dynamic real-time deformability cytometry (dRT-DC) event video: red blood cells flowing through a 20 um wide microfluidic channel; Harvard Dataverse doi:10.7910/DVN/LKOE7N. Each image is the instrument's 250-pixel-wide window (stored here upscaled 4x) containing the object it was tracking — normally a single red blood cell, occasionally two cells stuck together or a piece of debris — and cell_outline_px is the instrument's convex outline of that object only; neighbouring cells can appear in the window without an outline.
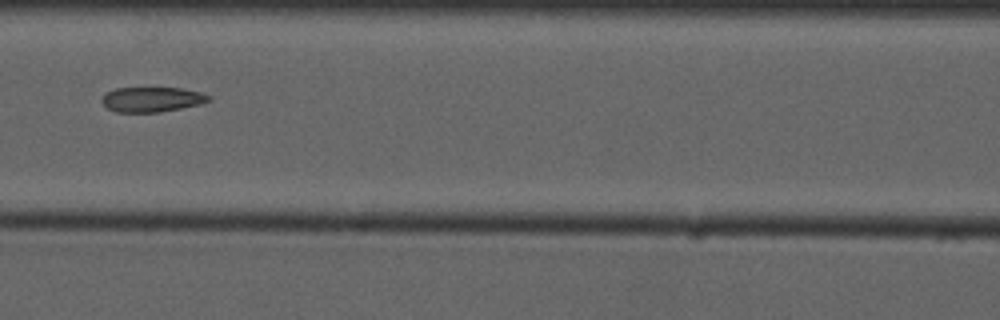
{"species": "common noctule bat (a hibernating species)", "species_latin": "Nyctalus noctula", "temperature_condition": "cold", "stored_images_in_passage": 9, "camera_frame_rate_fps": 3000, "um_per_image_px": 0.085, "animal": {"sex": "male", "forearm_length_mm": 52.5}, "frame": {"image": 1, "passage_image": 6, "time_ms": 7.0, "image_size_px": [1000, 320], "cell_outline_px": [[212, 100], [200, 104], [160, 112], [116, 112], [108, 108], [100, 100], [104, 92], [116, 88], [184, 88], [200, 92], [212, 96]], "centroid_in_image_um": [12.91, 8.44], "position_along_channel_um": 153.7, "area_um2": 15.66}}
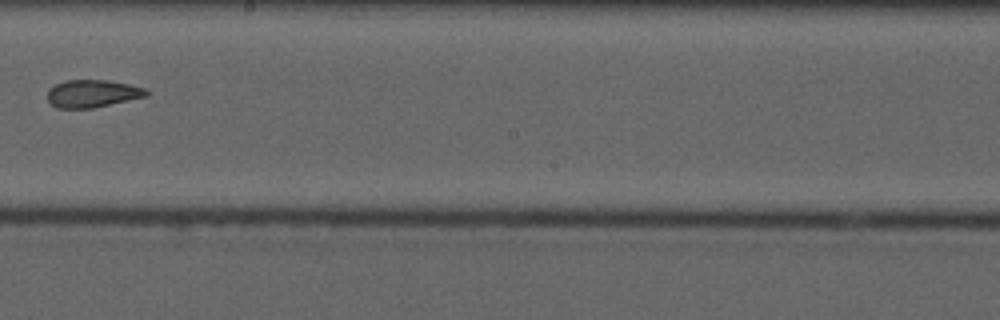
{"frame": {"image": 2, "passage_image": 8, "time_ms": 9.333, "image_size_px": [1000, 320], "cell_outline_px": [[152, 92], [148, 96], [92, 108], [56, 108], [48, 100], [48, 92], [56, 84], [64, 80], [108, 80], [128, 84], [144, 88]], "centroid_in_image_um": [7.9, 7.95], "position_along_channel_um": 240.3, "area_um2": 15.84}}
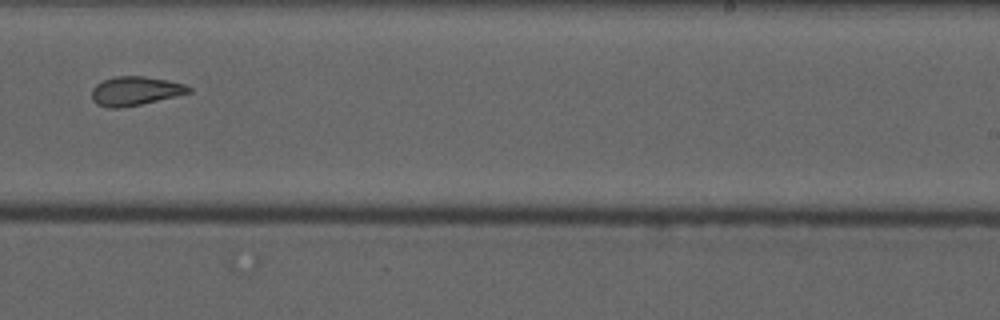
{"frame": {"image": 3, "passage_image": 9, "time_ms": 10.333, "image_size_px": [1000, 320], "cell_outline_px": [[192, 92], [176, 96], [140, 104], [120, 108], [108, 108], [96, 104], [92, 100], [92, 88], [96, 84], [104, 80], [116, 76], [144, 76], [168, 80], [184, 84], [192, 88]], "centroid_in_image_um": [11.48, 7.73], "position_along_channel_um": 277.5, "area_um2": 16.36}}